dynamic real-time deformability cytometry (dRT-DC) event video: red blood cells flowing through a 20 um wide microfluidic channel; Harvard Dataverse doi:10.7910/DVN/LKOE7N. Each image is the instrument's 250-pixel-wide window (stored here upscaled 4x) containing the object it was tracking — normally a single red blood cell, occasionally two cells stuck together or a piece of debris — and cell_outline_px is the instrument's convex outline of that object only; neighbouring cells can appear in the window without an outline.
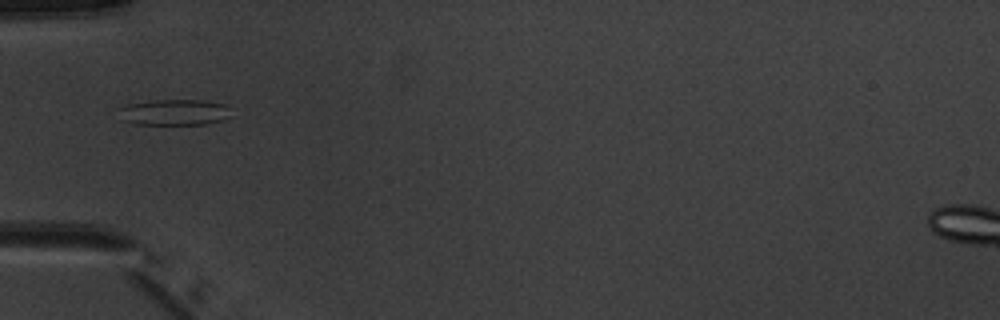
{"species": "common noctule bat (a hibernating species)", "species_latin": "Nyctalus noctula", "temperature_condition": "warm", "stored_images_in_passage": 2, "camera_frame_rate_fps": 3000, "um_per_image_px": 0.085, "animal": {"sex": "male", "body_mass_g": 20.1, "forearm_length_mm": 53.5}, "frame": {"image": 1, "passage_image": 1, "time_ms": 0.0, "image_size_px": [1000, 320], "cell_outline_px": [[236, 116], [224, 120], [204, 124], [136, 124], [120, 120], [116, 108], [128, 104], [152, 100], [204, 100], [224, 104]], "centroid_in_image_um": [14.82, 9.54], "position_along_channel_um": 70.2, "area_um2": 17.46}}
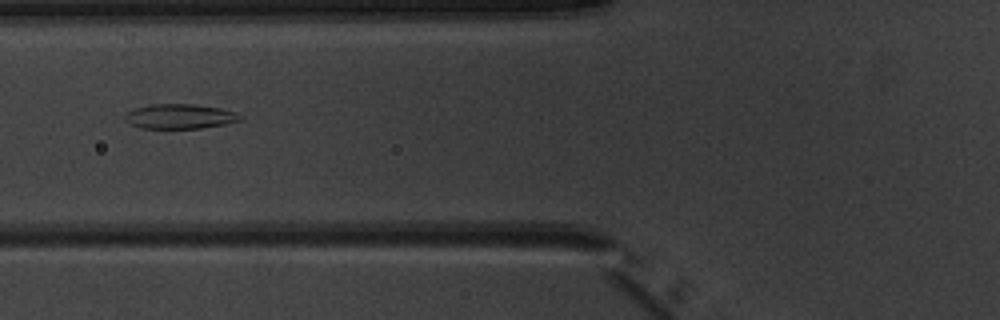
{"frame": {"image": 2, "passage_image": 2, "time_ms": 1.0, "image_size_px": [1000, 320], "cell_outline_px": [[244, 116], [240, 120], [224, 124], [200, 128], [140, 128], [128, 124], [124, 120], [124, 112], [136, 108], [152, 104], [192, 104], [220, 108], [236, 112]], "centroid_in_image_um": [15.24, 9.89], "position_along_channel_um": 110.6, "area_um2": 16.7}}